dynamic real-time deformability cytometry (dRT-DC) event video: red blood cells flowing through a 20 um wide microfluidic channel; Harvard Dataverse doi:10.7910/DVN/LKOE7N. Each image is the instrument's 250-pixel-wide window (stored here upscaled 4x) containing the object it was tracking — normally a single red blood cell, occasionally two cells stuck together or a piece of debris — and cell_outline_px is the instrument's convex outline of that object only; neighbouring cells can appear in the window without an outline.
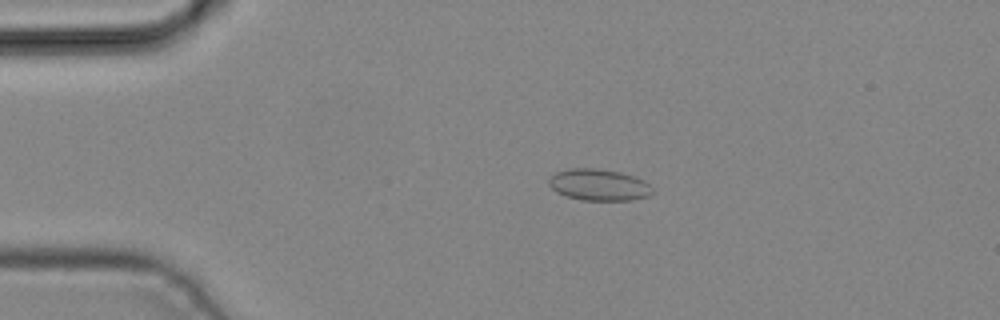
{"species": "common noctule bat (a hibernating species)", "species_latin": "Nyctalus noctula", "temperature_condition": "cold", "stored_images_in_passage": 3, "camera_frame_rate_fps": 3000, "um_per_image_px": 0.085, "animal": {"sex": "male", "body_mass_g": 19.2, "forearm_length_mm": 51.8}, "frame": {"image": 1, "passage_image": 2, "time_ms": 0.333, "image_size_px": [1000, 320], "cell_outline_px": [[652, 192], [648, 196], [632, 200], [584, 200], [568, 196], [556, 192], [548, 184], [548, 180], [556, 172], [572, 168], [596, 168], [620, 172], [644, 180], [652, 188]], "centroid_in_image_um": [50.9, 15.71], "position_along_channel_um": 34.1, "area_um2": 18.84}}